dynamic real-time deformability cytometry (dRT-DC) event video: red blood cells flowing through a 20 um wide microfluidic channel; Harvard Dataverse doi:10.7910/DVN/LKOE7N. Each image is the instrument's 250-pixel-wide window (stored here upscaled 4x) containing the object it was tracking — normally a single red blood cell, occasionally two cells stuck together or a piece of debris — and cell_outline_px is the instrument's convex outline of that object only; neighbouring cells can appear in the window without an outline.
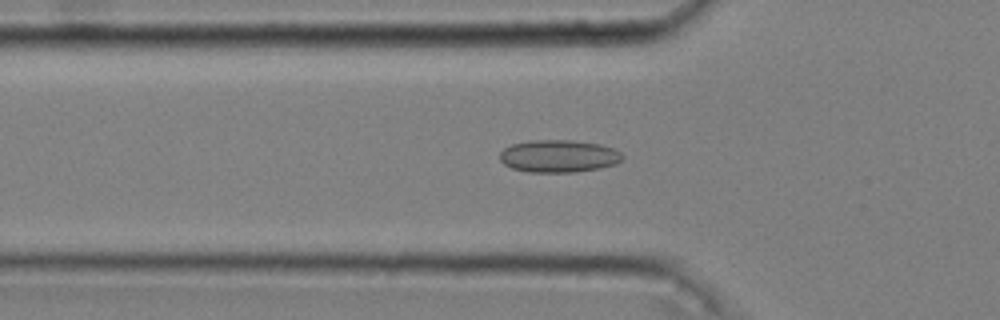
{"species": "common noctule bat (a hibernating species)", "species_latin": "Nyctalus noctula", "temperature_condition": "cold", "stored_images_in_passage": 51, "camera_frame_rate_fps": 3000, "um_per_image_px": 0.085, "animal": {"sex": "male", "body_mass_g": 20.4}, "frame": {"image": 1, "passage_image": 17, "time_ms": 5.333, "image_size_px": [1000, 320], "cell_outline_px": [[624, 156], [616, 164], [600, 168], [572, 172], [528, 172], [512, 168], [504, 164], [500, 160], [500, 152], [504, 148], [512, 144], [528, 140], [572, 140], [600, 144], [612, 148], [620, 152]], "centroid_in_image_um": [47.47, 13.26], "position_along_channel_um": 78.3, "area_um2": 23.24}}
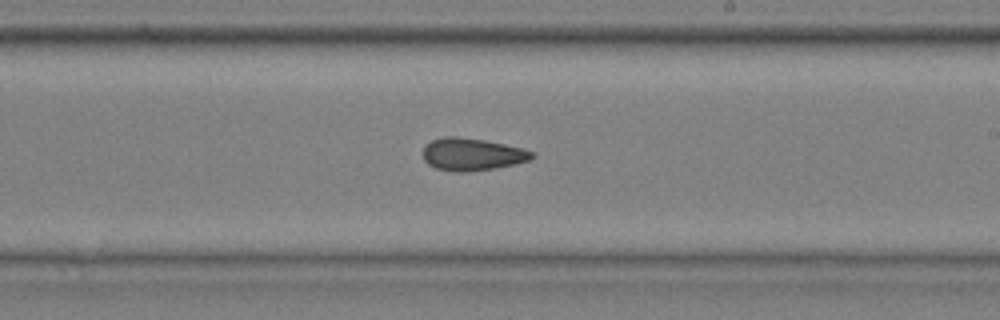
{"frame": {"image": 2, "passage_image": 31, "time_ms": 10.0, "image_size_px": [1000, 320], "cell_outline_px": [[536, 156], [532, 160], [516, 164], [468, 172], [456, 172], [436, 168], [428, 164], [424, 160], [424, 148], [432, 140], [444, 136], [456, 136], [484, 140], [524, 148], [532, 152]], "centroid_in_image_um": [40.16, 13.12], "position_along_channel_um": 248.8, "area_um2": 20.58}}
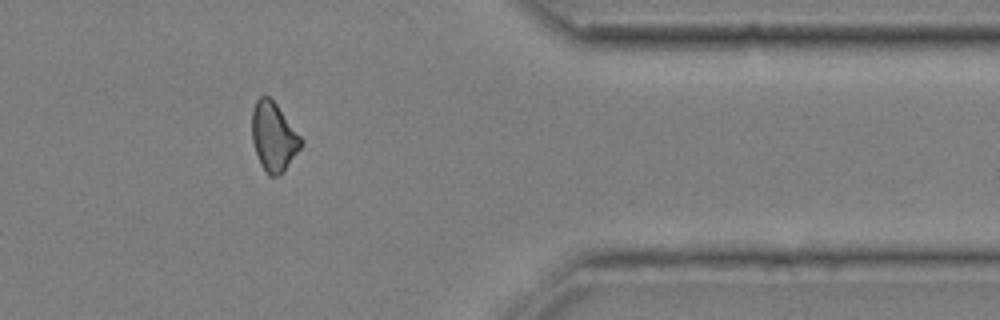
{"frame": {"image": 3, "passage_image": 44, "time_ms": 14.333, "image_size_px": [1000, 320], "cell_outline_px": [[304, 140], [300, 148], [284, 172], [276, 176], [268, 176], [260, 164], [252, 140], [252, 108], [256, 100], [260, 96], [268, 96], [276, 104]], "centroid_in_image_um": [23.25, 11.63], "position_along_channel_um": 388.1, "area_um2": 19.65}, "authors_computed_cell_mechanics": {"area_um2": 20.6346, "velocity_mm_per_s": 3.6455, "shape_relaxation_time_tau1_ms": null, "shape_relaxation_time_tau2_ms": 5.8681, "deformation_change_tau1": null, "deformation_change_tau2": 0.1141}}